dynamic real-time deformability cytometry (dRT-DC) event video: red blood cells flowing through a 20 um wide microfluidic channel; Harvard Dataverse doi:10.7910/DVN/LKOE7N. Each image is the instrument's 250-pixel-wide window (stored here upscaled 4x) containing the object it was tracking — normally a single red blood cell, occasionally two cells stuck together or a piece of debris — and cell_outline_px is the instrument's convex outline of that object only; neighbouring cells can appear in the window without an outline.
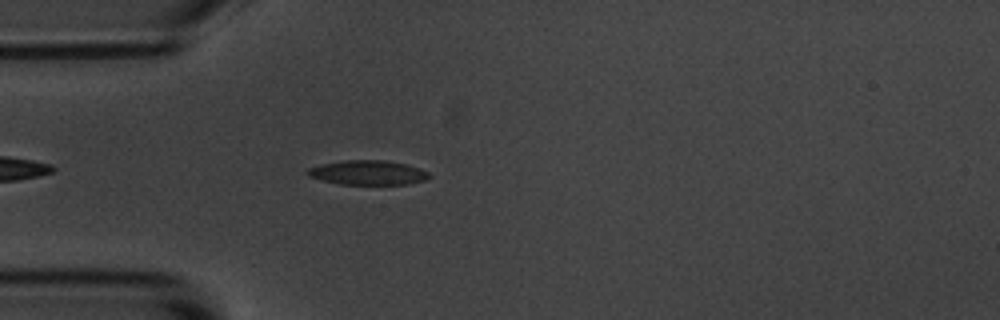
{"species": "common noctule bat (a hibernating species)", "species_latin": "Nyctalus noctula", "temperature_condition": "room temperature", "stored_images_in_passage": 4, "camera_frame_rate_fps": 3000, "um_per_image_px": 0.085, "animal": {"sex": "male", "body_mass_g": 20.1, "forearm_length_mm": 53.5}, "frame": {"image": 1, "passage_image": 4, "time_ms": 3.333, "image_size_px": [1000, 320], "cell_outline_px": [[432, 176], [424, 180], [408, 184], [340, 184], [308, 176], [304, 172], [308, 168], [320, 164], [344, 160], [384, 160], [404, 164], [420, 168], [428, 172]], "centroid_in_image_um": [31.25, 14.67], "position_along_channel_um": 53.7, "area_um2": 17.28}}